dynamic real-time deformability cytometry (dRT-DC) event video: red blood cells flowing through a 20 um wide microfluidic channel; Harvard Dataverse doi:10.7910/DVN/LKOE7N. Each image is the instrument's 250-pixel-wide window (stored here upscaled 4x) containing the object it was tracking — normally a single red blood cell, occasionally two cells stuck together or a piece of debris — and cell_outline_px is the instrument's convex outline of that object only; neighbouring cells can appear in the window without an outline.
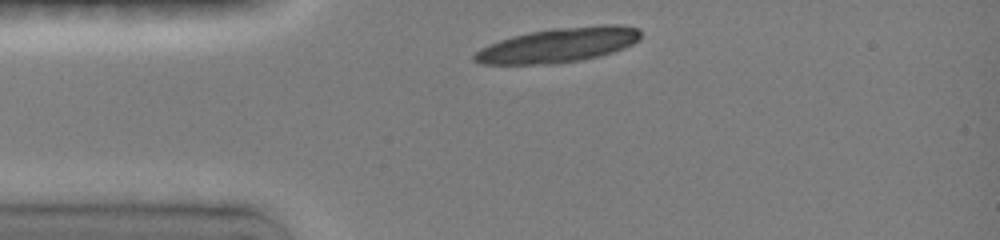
{"species": "common noctule bat (a hibernating species)", "species_latin": "Nyctalus noctula", "temperature_condition": "room temperature", "stored_images_in_passage": 6, "camera_frame_rate_fps": 3000, "um_per_image_px": 0.085, "animal": {"sex": "female", "body_mass_g": 19.0, "forearm_length_mm": 51.5}, "frame": {"image": 1, "passage_image": 1, "time_ms": 0.0, "image_size_px": [1000, 240], "cell_outline_px": [[640, 40], [632, 44], [596, 56], [576, 60], [532, 64], [480, 64], [472, 60], [472, 56], [480, 48], [488, 44], [512, 36], [528, 32], [552, 28], [600, 24], [620, 24], [640, 28]], "centroid_in_image_um": [47.43, 3.79], "position_along_channel_um": 37.6, "area_um2": 33.18}}